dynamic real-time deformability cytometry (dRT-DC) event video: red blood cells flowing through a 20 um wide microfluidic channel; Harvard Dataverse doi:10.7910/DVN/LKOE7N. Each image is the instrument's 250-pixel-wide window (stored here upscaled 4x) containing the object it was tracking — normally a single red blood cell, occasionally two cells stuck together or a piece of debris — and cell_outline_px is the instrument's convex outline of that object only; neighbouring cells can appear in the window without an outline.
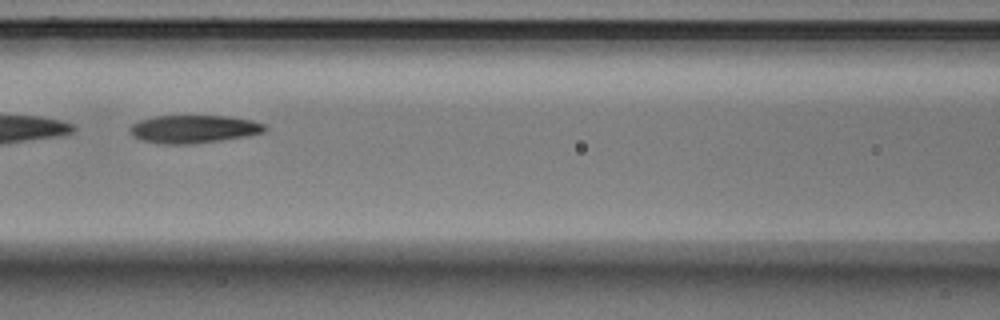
{"species": "Egyptian fruit bat (a non-hibernating species)", "species_latin": "Rousettus aegyptiacus", "temperature_condition": "warm", "stored_images_in_passage": 15, "camera_frame_rate_fps": 3000, "um_per_image_px": 0.085, "animal": {"sex": "male"}, "frame": {"image": 1, "passage_image": 9, "time_ms": 2.667, "image_size_px": [1000, 320], "cell_outline_px": [[268, 128], [264, 132], [248, 136], [192, 144], [164, 144], [144, 140], [132, 136], [128, 128], [132, 124], [140, 120], [156, 116], [228, 116], [252, 120], [264, 124]], "centroid_in_image_um": [16.48, 10.97], "position_along_channel_um": 150.1, "area_um2": 21.96}}